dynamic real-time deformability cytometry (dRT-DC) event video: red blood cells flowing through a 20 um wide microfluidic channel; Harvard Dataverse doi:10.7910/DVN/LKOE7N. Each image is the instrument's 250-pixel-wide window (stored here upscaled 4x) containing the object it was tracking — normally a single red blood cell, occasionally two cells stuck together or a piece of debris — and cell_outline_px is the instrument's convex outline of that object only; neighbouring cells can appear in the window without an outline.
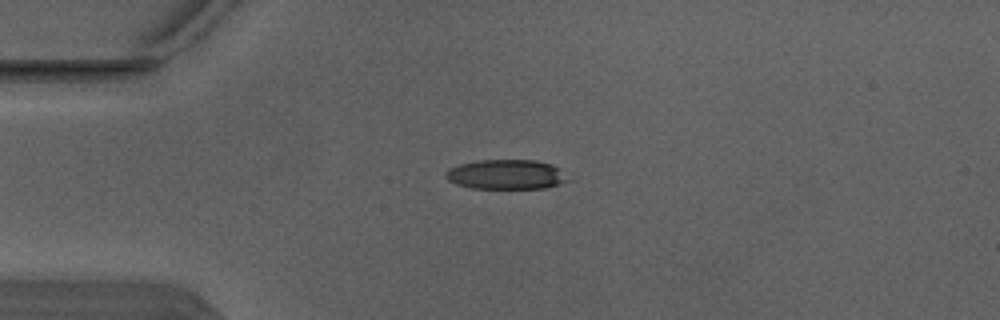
{"species": "Egyptian fruit bat (a non-hibernating species)", "species_latin": "Rousettus aegyptiacus", "temperature_condition": "warm", "stored_images_in_passage": 2, "camera_frame_rate_fps": 3000, "um_per_image_px": 0.085, "animal": {"sex": "male"}, "frame": {"image": 1, "passage_image": 1, "time_ms": 0.0, "image_size_px": [1000, 320], "cell_outline_px": [[564, 180], [556, 184], [544, 188], [472, 188], [456, 184], [448, 180], [444, 176], [444, 172], [448, 168], [460, 164], [476, 160], [536, 160], [552, 164], [560, 168]], "centroid_in_image_um": [42.91, 14.81], "position_along_channel_um": 42.1, "area_um2": 20.87}}